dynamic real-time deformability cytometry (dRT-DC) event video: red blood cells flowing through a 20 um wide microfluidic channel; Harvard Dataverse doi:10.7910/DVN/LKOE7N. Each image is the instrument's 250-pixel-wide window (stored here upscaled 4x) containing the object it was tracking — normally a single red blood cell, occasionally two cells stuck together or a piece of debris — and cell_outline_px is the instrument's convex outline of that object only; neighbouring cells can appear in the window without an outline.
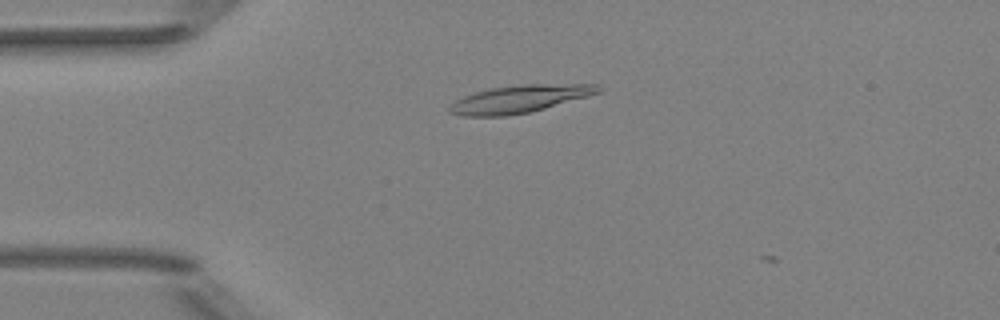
{"species": "Egyptian fruit bat (a non-hibernating species)", "species_latin": "Rousettus aegyptiacus", "temperature_condition": "room temperature", "stored_images_in_passage": 3, "camera_frame_rate_fps": 3000, "um_per_image_px": 0.085, "animal": {"sex": "female"}, "frame": {"image": 1, "passage_image": 2, "time_ms": 0.333, "image_size_px": [1000, 320], "cell_outline_px": [[604, 88], [600, 92], [588, 96], [532, 112], [504, 116], [460, 116], [448, 112], [448, 108], [456, 100], [464, 96], [476, 92], [492, 88], [520, 84], [600, 84]], "centroid_in_image_um": [44.2, 8.41], "position_along_channel_um": 40.8, "area_um2": 23.99}}